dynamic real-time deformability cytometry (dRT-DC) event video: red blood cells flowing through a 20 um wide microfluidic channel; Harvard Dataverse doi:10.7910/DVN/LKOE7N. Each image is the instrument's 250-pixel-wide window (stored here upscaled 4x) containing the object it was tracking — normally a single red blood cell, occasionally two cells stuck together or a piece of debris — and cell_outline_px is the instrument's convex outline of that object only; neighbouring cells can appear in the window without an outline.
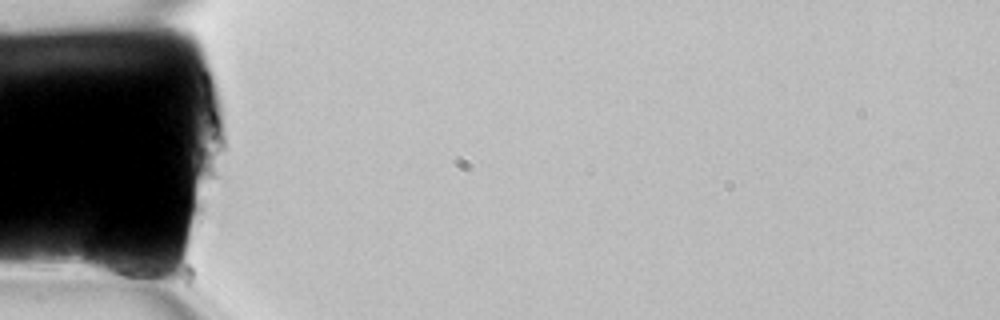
{"species": "common noctule bat (a hibernating species)", "species_latin": "Nyctalus noctula", "temperature_condition": "room temperature", "stored_images_in_passage": 3, "camera_frame_rate_fps": 3000, "um_per_image_px": 0.085, "animal": {"sex": "female", "body_mass_g": 22.7, "forearm_length_mm": 54.2}, "frame": {"image": 1, "passage_image": 1, "time_ms": 0.0, "image_size_px": [1000, 320], "cell_outline_px": [[156, 272], [132, 276], [112, 276], [88, 272], [84, 264], [84, 256], [88, 240], [92, 232], [96, 228], [100, 228], [136, 256]], "centroid_in_image_um": [9.5, 21.87], "position_along_channel_um": 75.5, "area_um2": 14.33}}